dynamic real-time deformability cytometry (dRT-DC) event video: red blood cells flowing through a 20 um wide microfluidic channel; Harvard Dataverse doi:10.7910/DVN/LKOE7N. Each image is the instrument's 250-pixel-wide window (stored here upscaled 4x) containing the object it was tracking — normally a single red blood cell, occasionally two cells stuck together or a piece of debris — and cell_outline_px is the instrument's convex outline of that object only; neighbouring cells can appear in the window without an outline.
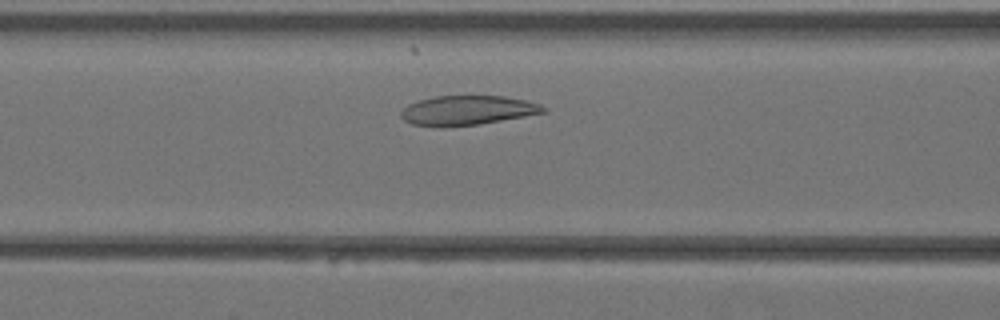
{"species": "Egyptian fruit bat (a non-hibernating species)", "species_latin": "Rousettus aegyptiacus", "temperature_condition": "warm", "stored_images_in_passage": 31, "camera_frame_rate_fps": 3000, "um_per_image_px": 0.085, "animal": {"sex": "female"}, "frame": {"image": 1, "passage_image": 9, "time_ms": 2.667, "image_size_px": [1000, 320], "cell_outline_px": [[548, 108], [544, 112], [524, 116], [480, 124], [444, 128], [440, 128], [412, 124], [404, 120], [400, 116], [400, 112], [408, 104], [420, 100], [436, 96], [504, 96], [524, 100], [540, 104]], "centroid_in_image_um": [39.69, 9.39], "position_along_channel_um": 126.9, "area_um2": 24.57}}
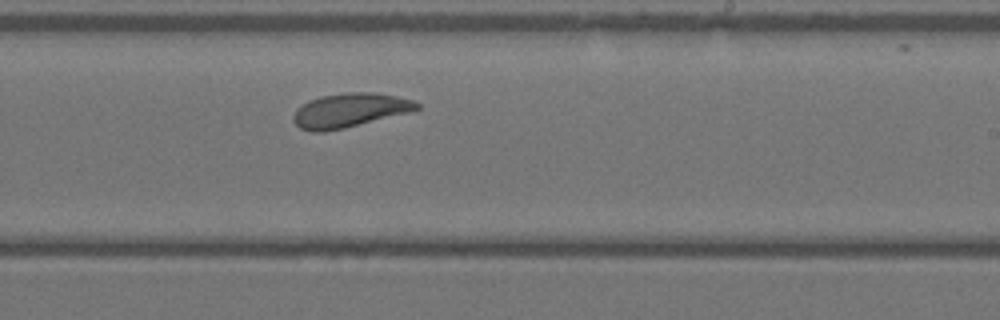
{"frame": {"image": 2, "passage_image": 17, "time_ms": 5.333, "image_size_px": [1000, 320], "cell_outline_px": [[420, 108], [408, 112], [344, 128], [324, 132], [312, 132], [300, 128], [292, 120], [292, 116], [296, 108], [308, 100], [320, 96], [348, 92], [376, 92], [396, 96], [412, 100], [420, 104]], "centroid_in_image_um": [29.67, 9.37], "position_along_channel_um": 259.3, "area_um2": 24.51}}
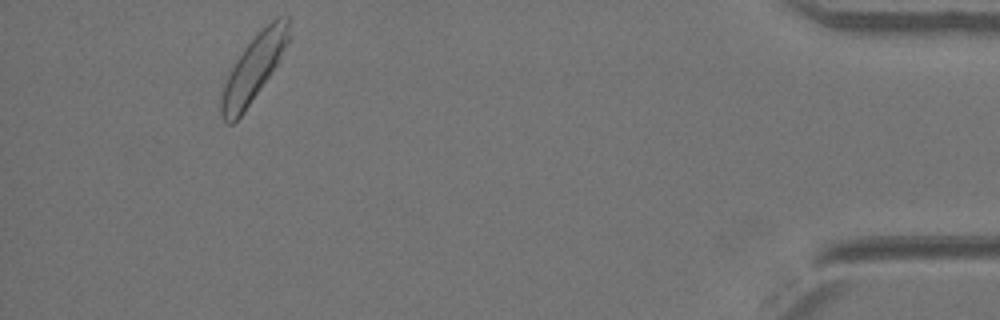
{"frame": {"image": 3, "passage_image": 30, "time_ms": 9.667, "image_size_px": [1000, 320], "cell_outline_px": [[288, 40], [272, 72], [244, 112], [232, 124], [228, 124], [224, 120], [220, 112], [220, 100], [224, 84], [236, 60], [244, 48], [276, 16], [288, 16]], "centroid_in_image_um": [21.52, 5.85], "position_along_channel_um": 413.7, "area_um2": 24.97}}